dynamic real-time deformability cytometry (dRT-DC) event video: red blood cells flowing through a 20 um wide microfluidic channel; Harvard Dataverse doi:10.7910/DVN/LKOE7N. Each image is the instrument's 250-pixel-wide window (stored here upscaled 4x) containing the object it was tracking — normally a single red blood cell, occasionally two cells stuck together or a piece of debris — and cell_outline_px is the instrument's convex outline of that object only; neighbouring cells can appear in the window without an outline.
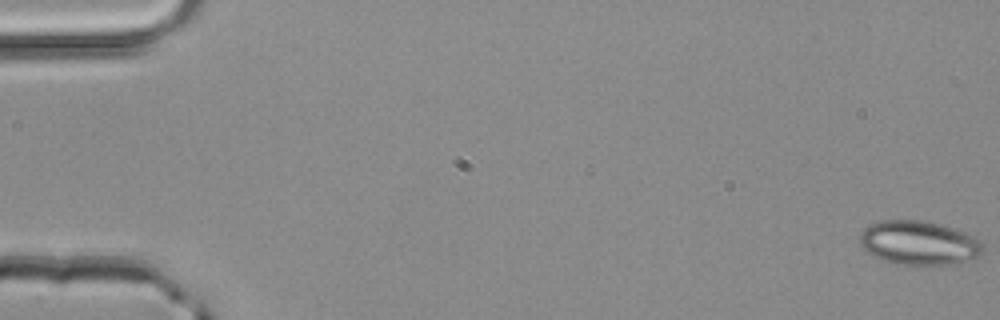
{"species": "common noctule bat (a hibernating species)", "species_latin": "Nyctalus noctula", "temperature_condition": "room temperature", "stored_images_in_passage": 5, "camera_frame_rate_fps": 3000, "um_per_image_px": 0.085, "animal": {"sex": "male", "body_mass_g": 20.4}, "frame": {"image": 1, "passage_image": 1, "time_ms": 0.0, "image_size_px": [1000, 320], "cell_outline_px": [[984, 252], [980, 256], [948, 264], [896, 264], [884, 260], [864, 252], [860, 244], [860, 236], [864, 228], [868, 224], [880, 220], [924, 220], [940, 224], [968, 232], [980, 240], [984, 244]], "centroid_in_image_um": [78.1, 20.62], "position_along_channel_um": 6.9, "area_um2": 31.85}}
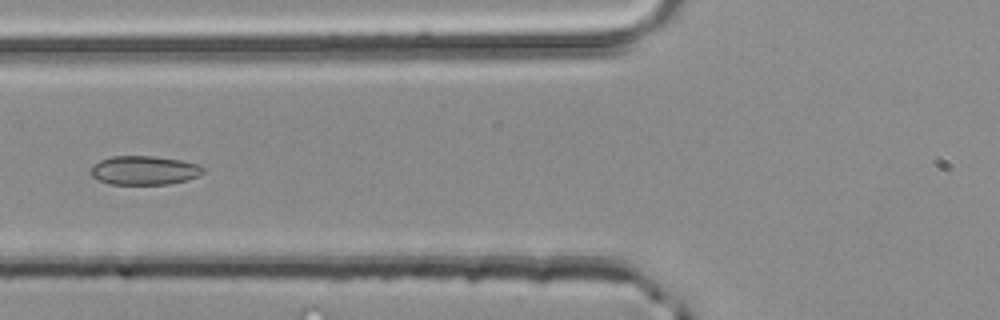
{"frame": {"image": 2, "passage_image": 5, "time_ms": 1.333, "image_size_px": [1000, 320], "cell_outline_px": [[204, 172], [188, 180], [168, 184], [112, 184], [100, 180], [92, 176], [92, 168], [100, 160], [112, 156], [156, 156], [180, 160], [196, 164], [204, 168]], "centroid_in_image_um": [12.29, 14.47], "position_along_channel_um": 113.5, "area_um2": 18.67}}